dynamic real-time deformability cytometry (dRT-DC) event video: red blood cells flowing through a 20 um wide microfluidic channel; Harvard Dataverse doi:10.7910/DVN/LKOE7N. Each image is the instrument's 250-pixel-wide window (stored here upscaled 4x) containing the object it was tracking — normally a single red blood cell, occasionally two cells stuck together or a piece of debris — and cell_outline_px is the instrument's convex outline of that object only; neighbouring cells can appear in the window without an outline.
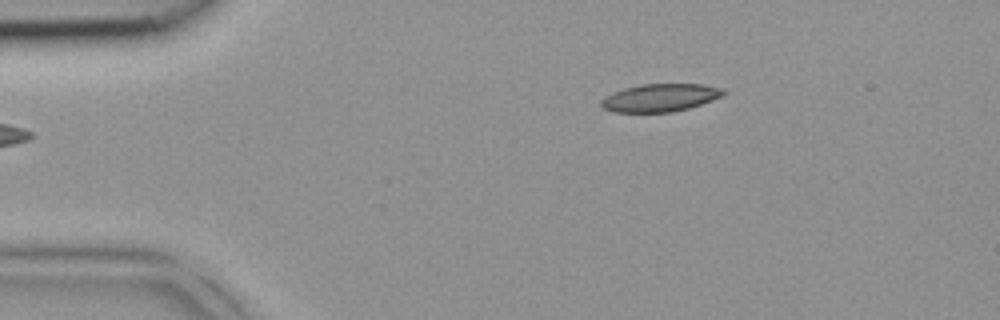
{"species": "common noctule bat (a hibernating species)", "species_latin": "Nyctalus noctula", "temperature_condition": "room temperature", "stored_images_in_passage": 2, "camera_frame_rate_fps": 3000, "um_per_image_px": 0.085, "animal": {"sex": "female", "body_mass_g": 18.4}, "frame": {"image": 1, "passage_image": 2, "time_ms": 0.333, "image_size_px": [1000, 320], "cell_outline_px": [[728, 92], [724, 96], [688, 108], [672, 112], [612, 112], [604, 108], [600, 104], [600, 100], [604, 96], [612, 92], [624, 88], [640, 84], [704, 84], [720, 88]], "centroid_in_image_um": [56.1, 8.3], "position_along_channel_um": 28.9, "area_um2": 19.94}}